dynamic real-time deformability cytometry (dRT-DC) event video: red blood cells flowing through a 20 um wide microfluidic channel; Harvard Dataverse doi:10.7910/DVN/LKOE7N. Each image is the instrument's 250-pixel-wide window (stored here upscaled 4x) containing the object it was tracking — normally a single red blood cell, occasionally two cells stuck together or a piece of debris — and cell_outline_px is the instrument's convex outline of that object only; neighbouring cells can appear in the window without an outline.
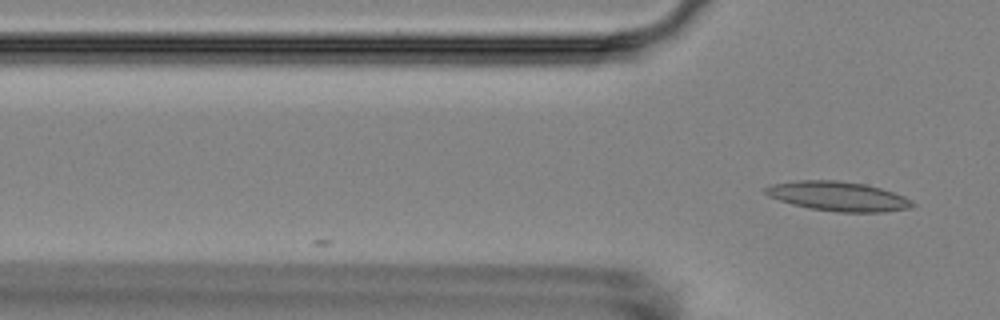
{"species": "Egyptian fruit bat (a non-hibernating species)", "species_latin": "Rousettus aegyptiacus", "temperature_condition": "room temperature", "stored_images_in_passage": 2, "camera_frame_rate_fps": 3000, "um_per_image_px": 0.085, "animal": {"sex": "female"}, "frame": {"image": 1, "passage_image": 2, "time_ms": 1.333, "image_size_px": [1000, 320], "cell_outline_px": [[916, 204], [912, 208], [884, 212], [836, 212], [808, 208], [792, 204], [768, 196], [764, 192], [764, 188], [772, 184], [796, 180], [836, 180], [864, 184], [880, 188], [904, 196], [912, 200]], "centroid_in_image_um": [71.24, 16.69], "position_along_channel_um": 54.6, "area_um2": 25.32}}